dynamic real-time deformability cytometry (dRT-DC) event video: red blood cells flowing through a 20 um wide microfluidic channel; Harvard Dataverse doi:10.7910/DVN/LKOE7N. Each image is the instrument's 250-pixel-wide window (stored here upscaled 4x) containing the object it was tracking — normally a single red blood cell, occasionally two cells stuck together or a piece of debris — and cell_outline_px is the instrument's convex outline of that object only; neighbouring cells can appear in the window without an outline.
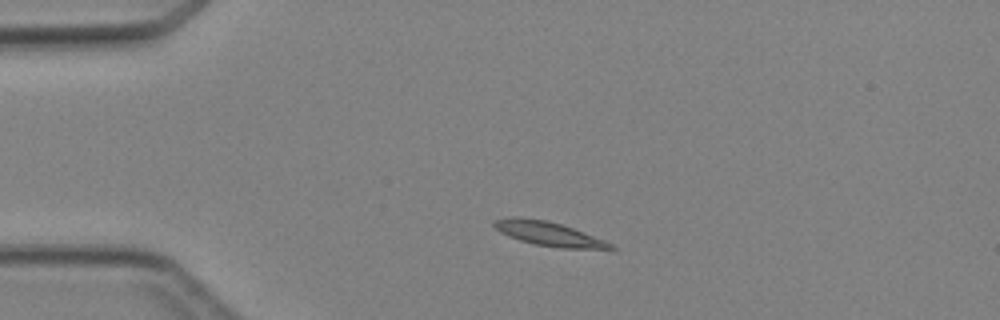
{"species": "Egyptian fruit bat (a non-hibernating species)", "species_latin": "Rousettus aegyptiacus", "temperature_condition": "cold", "stored_images_in_passage": 4, "camera_frame_rate_fps": 3000, "um_per_image_px": 0.085, "animal": {"sex": "female"}, "frame": {"image": 1, "passage_image": 1, "time_ms": 0.0, "image_size_px": [1000, 320], "cell_outline_px": [[616, 248], [560, 248], [536, 244], [520, 240], [508, 236], [500, 232], [492, 224], [496, 220], [512, 216], [520, 216], [548, 220], [572, 228], [604, 240], [612, 244]], "centroid_in_image_um": [46.56, 19.84], "position_along_channel_um": 38.4, "area_um2": 16.07}}
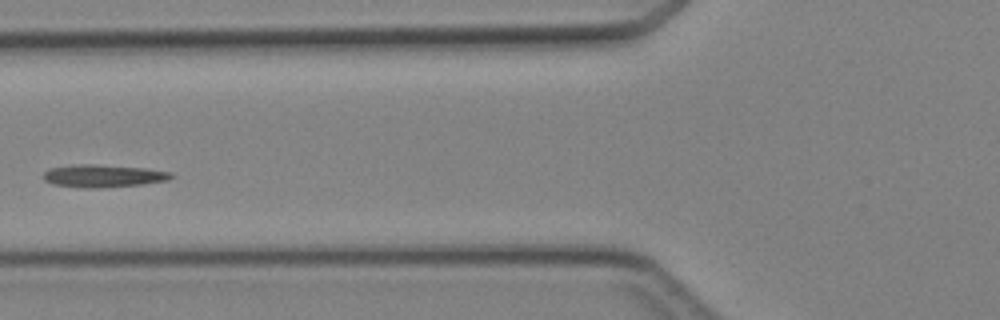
{"frame": {"image": 2, "passage_image": 3, "time_ms": 2.667, "image_size_px": [1000, 320], "cell_outline_px": [[176, 176], [168, 180], [140, 184], [100, 188], [84, 188], [52, 184], [44, 180], [44, 172], [48, 168], [76, 164], [92, 164], [144, 168], [172, 172]], "centroid_in_image_um": [8.77, 14.95], "position_along_channel_um": 117.0, "area_um2": 16.88}}
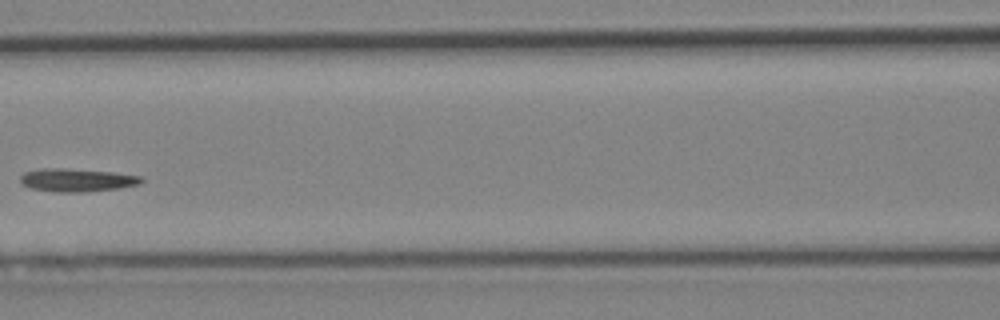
{"frame": {"image": 3, "passage_image": 4, "time_ms": 3.667, "image_size_px": [1000, 320], "cell_outline_px": [[144, 180], [140, 184], [120, 188], [84, 192], [52, 192], [32, 188], [20, 184], [20, 176], [24, 172], [36, 168], [68, 168], [112, 172], [140, 176]], "centroid_in_image_um": [6.49, 15.3], "position_along_channel_um": 160.1, "area_um2": 16.53}}